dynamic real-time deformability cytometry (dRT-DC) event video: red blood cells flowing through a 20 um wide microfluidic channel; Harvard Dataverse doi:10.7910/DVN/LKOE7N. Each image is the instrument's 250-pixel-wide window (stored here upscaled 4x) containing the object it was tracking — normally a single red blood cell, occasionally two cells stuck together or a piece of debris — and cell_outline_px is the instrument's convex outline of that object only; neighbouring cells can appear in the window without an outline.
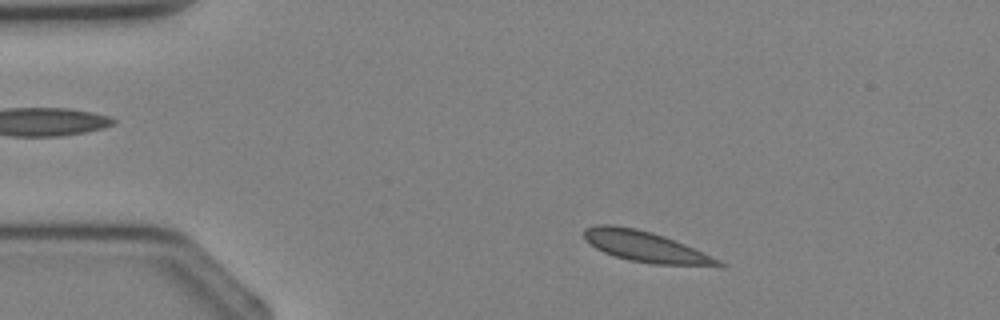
{"species": "Egyptian fruit bat (a non-hibernating species)", "species_latin": "Rousettus aegyptiacus", "temperature_condition": "cold", "stored_images_in_passage": 2, "camera_frame_rate_fps": 3000, "um_per_image_px": 0.085, "animal": {"sex": "female"}, "frame": {"image": 1, "passage_image": 2, "time_ms": 2.0, "image_size_px": [1000, 320], "cell_outline_px": [[728, 264], [724, 268], [652, 264], [628, 260], [604, 252], [596, 248], [584, 236], [584, 228], [596, 224], [612, 224], [636, 228], [652, 232], [664, 236], [684, 244], [720, 260]], "centroid_in_image_um": [54.97, 20.99], "position_along_channel_um": 30.0, "area_um2": 24.39}}